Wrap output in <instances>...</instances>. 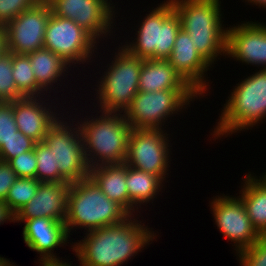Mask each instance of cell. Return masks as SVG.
<instances>
[{
	"mask_svg": "<svg viewBox=\"0 0 266 266\" xmlns=\"http://www.w3.org/2000/svg\"><path fill=\"white\" fill-rule=\"evenodd\" d=\"M133 217L117 225L86 232L83 240L72 245L79 266H121L149 245L155 237L154 231Z\"/></svg>",
	"mask_w": 266,
	"mask_h": 266,
	"instance_id": "obj_1",
	"label": "cell"
},
{
	"mask_svg": "<svg viewBox=\"0 0 266 266\" xmlns=\"http://www.w3.org/2000/svg\"><path fill=\"white\" fill-rule=\"evenodd\" d=\"M170 1L180 19L181 29L190 35L193 46L210 65L219 54L226 55L227 28L224 29L221 23V1Z\"/></svg>",
	"mask_w": 266,
	"mask_h": 266,
	"instance_id": "obj_2",
	"label": "cell"
},
{
	"mask_svg": "<svg viewBox=\"0 0 266 266\" xmlns=\"http://www.w3.org/2000/svg\"><path fill=\"white\" fill-rule=\"evenodd\" d=\"M130 216L121 205L110 200L90 177L71 183L64 221L68 235L75 226L88 232L117 225Z\"/></svg>",
	"mask_w": 266,
	"mask_h": 266,
	"instance_id": "obj_3",
	"label": "cell"
},
{
	"mask_svg": "<svg viewBox=\"0 0 266 266\" xmlns=\"http://www.w3.org/2000/svg\"><path fill=\"white\" fill-rule=\"evenodd\" d=\"M82 123V124H81ZM78 122L87 165L123 164L132 128L123 114L101 113L95 119ZM98 158V159H97Z\"/></svg>",
	"mask_w": 266,
	"mask_h": 266,
	"instance_id": "obj_4",
	"label": "cell"
},
{
	"mask_svg": "<svg viewBox=\"0 0 266 266\" xmlns=\"http://www.w3.org/2000/svg\"><path fill=\"white\" fill-rule=\"evenodd\" d=\"M228 98L213 132L215 139L263 122L266 117V69L238 83Z\"/></svg>",
	"mask_w": 266,
	"mask_h": 266,
	"instance_id": "obj_5",
	"label": "cell"
},
{
	"mask_svg": "<svg viewBox=\"0 0 266 266\" xmlns=\"http://www.w3.org/2000/svg\"><path fill=\"white\" fill-rule=\"evenodd\" d=\"M115 52L114 61L109 64L98 82L100 112L124 113L139 92L138 81L142 69V59L131 54L123 46ZM121 49V50H120Z\"/></svg>",
	"mask_w": 266,
	"mask_h": 266,
	"instance_id": "obj_6",
	"label": "cell"
},
{
	"mask_svg": "<svg viewBox=\"0 0 266 266\" xmlns=\"http://www.w3.org/2000/svg\"><path fill=\"white\" fill-rule=\"evenodd\" d=\"M142 20L135 42L126 48L140 59H167L174 48L177 33L181 29L180 19L170 0L164 1Z\"/></svg>",
	"mask_w": 266,
	"mask_h": 266,
	"instance_id": "obj_7",
	"label": "cell"
},
{
	"mask_svg": "<svg viewBox=\"0 0 266 266\" xmlns=\"http://www.w3.org/2000/svg\"><path fill=\"white\" fill-rule=\"evenodd\" d=\"M198 96L193 89L139 91L123 116L132 129H162V123H165L170 115L187 108L184 106Z\"/></svg>",
	"mask_w": 266,
	"mask_h": 266,
	"instance_id": "obj_8",
	"label": "cell"
},
{
	"mask_svg": "<svg viewBox=\"0 0 266 266\" xmlns=\"http://www.w3.org/2000/svg\"><path fill=\"white\" fill-rule=\"evenodd\" d=\"M70 126L57 118L48 128L44 142L53 149L55 166L59 167L60 174L69 183H74L88 178L90 167L85 159L80 129L72 128L73 124Z\"/></svg>",
	"mask_w": 266,
	"mask_h": 266,
	"instance_id": "obj_9",
	"label": "cell"
},
{
	"mask_svg": "<svg viewBox=\"0 0 266 266\" xmlns=\"http://www.w3.org/2000/svg\"><path fill=\"white\" fill-rule=\"evenodd\" d=\"M163 129H132L125 164L158 176L163 182L169 169V140Z\"/></svg>",
	"mask_w": 266,
	"mask_h": 266,
	"instance_id": "obj_10",
	"label": "cell"
},
{
	"mask_svg": "<svg viewBox=\"0 0 266 266\" xmlns=\"http://www.w3.org/2000/svg\"><path fill=\"white\" fill-rule=\"evenodd\" d=\"M95 44L97 45L96 40L73 20L51 13L46 25L43 48L59 55L70 66V63L78 64L90 60L97 47Z\"/></svg>",
	"mask_w": 266,
	"mask_h": 266,
	"instance_id": "obj_11",
	"label": "cell"
},
{
	"mask_svg": "<svg viewBox=\"0 0 266 266\" xmlns=\"http://www.w3.org/2000/svg\"><path fill=\"white\" fill-rule=\"evenodd\" d=\"M52 14L73 20L96 41L111 34L115 6L108 0H47ZM112 24V25H111ZM112 26V27H111ZM111 31V32H110Z\"/></svg>",
	"mask_w": 266,
	"mask_h": 266,
	"instance_id": "obj_12",
	"label": "cell"
},
{
	"mask_svg": "<svg viewBox=\"0 0 266 266\" xmlns=\"http://www.w3.org/2000/svg\"><path fill=\"white\" fill-rule=\"evenodd\" d=\"M52 11L47 1H39L6 24L7 48L11 53L29 54L44 47L46 25Z\"/></svg>",
	"mask_w": 266,
	"mask_h": 266,
	"instance_id": "obj_13",
	"label": "cell"
},
{
	"mask_svg": "<svg viewBox=\"0 0 266 266\" xmlns=\"http://www.w3.org/2000/svg\"><path fill=\"white\" fill-rule=\"evenodd\" d=\"M212 200L211 210L220 232L234 242L236 253L252 246L261 234L256 230L238 197L217 196Z\"/></svg>",
	"mask_w": 266,
	"mask_h": 266,
	"instance_id": "obj_14",
	"label": "cell"
},
{
	"mask_svg": "<svg viewBox=\"0 0 266 266\" xmlns=\"http://www.w3.org/2000/svg\"><path fill=\"white\" fill-rule=\"evenodd\" d=\"M237 25L227 27L226 55L266 69V25L252 21Z\"/></svg>",
	"mask_w": 266,
	"mask_h": 266,
	"instance_id": "obj_15",
	"label": "cell"
},
{
	"mask_svg": "<svg viewBox=\"0 0 266 266\" xmlns=\"http://www.w3.org/2000/svg\"><path fill=\"white\" fill-rule=\"evenodd\" d=\"M193 44L190 35L180 29L176 36L174 48L167 60L200 97L208 90L207 86H210L206 84L207 80L204 79V73L208 71L211 65Z\"/></svg>",
	"mask_w": 266,
	"mask_h": 266,
	"instance_id": "obj_16",
	"label": "cell"
},
{
	"mask_svg": "<svg viewBox=\"0 0 266 266\" xmlns=\"http://www.w3.org/2000/svg\"><path fill=\"white\" fill-rule=\"evenodd\" d=\"M23 222V240L29 249L40 253L39 262L60 261L53 251L69 241L65 223L48 217L30 218Z\"/></svg>",
	"mask_w": 266,
	"mask_h": 266,
	"instance_id": "obj_17",
	"label": "cell"
},
{
	"mask_svg": "<svg viewBox=\"0 0 266 266\" xmlns=\"http://www.w3.org/2000/svg\"><path fill=\"white\" fill-rule=\"evenodd\" d=\"M71 183L41 182L35 196L16 213V221L37 217H48L65 221L67 217V198Z\"/></svg>",
	"mask_w": 266,
	"mask_h": 266,
	"instance_id": "obj_18",
	"label": "cell"
},
{
	"mask_svg": "<svg viewBox=\"0 0 266 266\" xmlns=\"http://www.w3.org/2000/svg\"><path fill=\"white\" fill-rule=\"evenodd\" d=\"M41 98L42 96L37 98L24 97L20 100L12 101V109L18 131L36 143L44 141L48 128L57 120L58 117L56 116L59 115L51 111V106L47 107L44 104L45 101H41L44 98Z\"/></svg>",
	"mask_w": 266,
	"mask_h": 266,
	"instance_id": "obj_19",
	"label": "cell"
},
{
	"mask_svg": "<svg viewBox=\"0 0 266 266\" xmlns=\"http://www.w3.org/2000/svg\"><path fill=\"white\" fill-rule=\"evenodd\" d=\"M138 86L142 92L192 89L167 59H142Z\"/></svg>",
	"mask_w": 266,
	"mask_h": 266,
	"instance_id": "obj_20",
	"label": "cell"
},
{
	"mask_svg": "<svg viewBox=\"0 0 266 266\" xmlns=\"http://www.w3.org/2000/svg\"><path fill=\"white\" fill-rule=\"evenodd\" d=\"M89 177L110 200L121 205L129 213L125 163L91 167Z\"/></svg>",
	"mask_w": 266,
	"mask_h": 266,
	"instance_id": "obj_21",
	"label": "cell"
},
{
	"mask_svg": "<svg viewBox=\"0 0 266 266\" xmlns=\"http://www.w3.org/2000/svg\"><path fill=\"white\" fill-rule=\"evenodd\" d=\"M243 181L244 186L238 197L253 226L261 235H266V177L262 175L256 179L248 173Z\"/></svg>",
	"mask_w": 266,
	"mask_h": 266,
	"instance_id": "obj_22",
	"label": "cell"
},
{
	"mask_svg": "<svg viewBox=\"0 0 266 266\" xmlns=\"http://www.w3.org/2000/svg\"><path fill=\"white\" fill-rule=\"evenodd\" d=\"M162 183L163 181L158 176L126 165L129 214L134 216L133 213H135V208L138 205L140 206L143 203H149L150 200L152 201L161 191Z\"/></svg>",
	"mask_w": 266,
	"mask_h": 266,
	"instance_id": "obj_23",
	"label": "cell"
},
{
	"mask_svg": "<svg viewBox=\"0 0 266 266\" xmlns=\"http://www.w3.org/2000/svg\"><path fill=\"white\" fill-rule=\"evenodd\" d=\"M27 55L30 59L36 82L46 93L48 88L52 89V85L58 80L60 81L58 78L63 76L62 74L65 75L66 70L68 71V67H70L59 55L45 48Z\"/></svg>",
	"mask_w": 266,
	"mask_h": 266,
	"instance_id": "obj_24",
	"label": "cell"
},
{
	"mask_svg": "<svg viewBox=\"0 0 266 266\" xmlns=\"http://www.w3.org/2000/svg\"><path fill=\"white\" fill-rule=\"evenodd\" d=\"M12 76L16 88L23 97L44 95V90L36 82L28 55L12 53Z\"/></svg>",
	"mask_w": 266,
	"mask_h": 266,
	"instance_id": "obj_25",
	"label": "cell"
},
{
	"mask_svg": "<svg viewBox=\"0 0 266 266\" xmlns=\"http://www.w3.org/2000/svg\"><path fill=\"white\" fill-rule=\"evenodd\" d=\"M35 155L37 158L36 179L40 182L65 183L68 182L55 166L53 149L44 141L35 143Z\"/></svg>",
	"mask_w": 266,
	"mask_h": 266,
	"instance_id": "obj_26",
	"label": "cell"
},
{
	"mask_svg": "<svg viewBox=\"0 0 266 266\" xmlns=\"http://www.w3.org/2000/svg\"><path fill=\"white\" fill-rule=\"evenodd\" d=\"M40 183L33 178H17L9 189L5 202L16 214L35 196Z\"/></svg>",
	"mask_w": 266,
	"mask_h": 266,
	"instance_id": "obj_27",
	"label": "cell"
},
{
	"mask_svg": "<svg viewBox=\"0 0 266 266\" xmlns=\"http://www.w3.org/2000/svg\"><path fill=\"white\" fill-rule=\"evenodd\" d=\"M22 98L12 76V53L8 51L0 56V101L11 102Z\"/></svg>",
	"mask_w": 266,
	"mask_h": 266,
	"instance_id": "obj_28",
	"label": "cell"
},
{
	"mask_svg": "<svg viewBox=\"0 0 266 266\" xmlns=\"http://www.w3.org/2000/svg\"><path fill=\"white\" fill-rule=\"evenodd\" d=\"M35 141L17 131L8 141L0 147V161L8 162L21 153L34 149Z\"/></svg>",
	"mask_w": 266,
	"mask_h": 266,
	"instance_id": "obj_29",
	"label": "cell"
},
{
	"mask_svg": "<svg viewBox=\"0 0 266 266\" xmlns=\"http://www.w3.org/2000/svg\"><path fill=\"white\" fill-rule=\"evenodd\" d=\"M239 254V255H238ZM241 266H266V235L237 253Z\"/></svg>",
	"mask_w": 266,
	"mask_h": 266,
	"instance_id": "obj_30",
	"label": "cell"
},
{
	"mask_svg": "<svg viewBox=\"0 0 266 266\" xmlns=\"http://www.w3.org/2000/svg\"><path fill=\"white\" fill-rule=\"evenodd\" d=\"M7 163L15 171L18 178L36 179L37 158L34 149L21 153Z\"/></svg>",
	"mask_w": 266,
	"mask_h": 266,
	"instance_id": "obj_31",
	"label": "cell"
},
{
	"mask_svg": "<svg viewBox=\"0 0 266 266\" xmlns=\"http://www.w3.org/2000/svg\"><path fill=\"white\" fill-rule=\"evenodd\" d=\"M38 2V0H0V26H5Z\"/></svg>",
	"mask_w": 266,
	"mask_h": 266,
	"instance_id": "obj_32",
	"label": "cell"
},
{
	"mask_svg": "<svg viewBox=\"0 0 266 266\" xmlns=\"http://www.w3.org/2000/svg\"><path fill=\"white\" fill-rule=\"evenodd\" d=\"M18 131L11 102L0 103V147Z\"/></svg>",
	"mask_w": 266,
	"mask_h": 266,
	"instance_id": "obj_33",
	"label": "cell"
},
{
	"mask_svg": "<svg viewBox=\"0 0 266 266\" xmlns=\"http://www.w3.org/2000/svg\"><path fill=\"white\" fill-rule=\"evenodd\" d=\"M18 176L7 162L0 161V200L5 201L8 191Z\"/></svg>",
	"mask_w": 266,
	"mask_h": 266,
	"instance_id": "obj_34",
	"label": "cell"
},
{
	"mask_svg": "<svg viewBox=\"0 0 266 266\" xmlns=\"http://www.w3.org/2000/svg\"><path fill=\"white\" fill-rule=\"evenodd\" d=\"M6 221H16V214L9 208L5 201L0 200V224Z\"/></svg>",
	"mask_w": 266,
	"mask_h": 266,
	"instance_id": "obj_35",
	"label": "cell"
},
{
	"mask_svg": "<svg viewBox=\"0 0 266 266\" xmlns=\"http://www.w3.org/2000/svg\"><path fill=\"white\" fill-rule=\"evenodd\" d=\"M7 52V32L4 26H0V56Z\"/></svg>",
	"mask_w": 266,
	"mask_h": 266,
	"instance_id": "obj_36",
	"label": "cell"
},
{
	"mask_svg": "<svg viewBox=\"0 0 266 266\" xmlns=\"http://www.w3.org/2000/svg\"><path fill=\"white\" fill-rule=\"evenodd\" d=\"M42 266H71V264H68L67 262L64 261H53V262H42Z\"/></svg>",
	"mask_w": 266,
	"mask_h": 266,
	"instance_id": "obj_37",
	"label": "cell"
},
{
	"mask_svg": "<svg viewBox=\"0 0 266 266\" xmlns=\"http://www.w3.org/2000/svg\"><path fill=\"white\" fill-rule=\"evenodd\" d=\"M249 1L250 3L256 4V5L258 4L259 7L263 6L264 8H266V0H247L248 3Z\"/></svg>",
	"mask_w": 266,
	"mask_h": 266,
	"instance_id": "obj_38",
	"label": "cell"
}]
</instances>
